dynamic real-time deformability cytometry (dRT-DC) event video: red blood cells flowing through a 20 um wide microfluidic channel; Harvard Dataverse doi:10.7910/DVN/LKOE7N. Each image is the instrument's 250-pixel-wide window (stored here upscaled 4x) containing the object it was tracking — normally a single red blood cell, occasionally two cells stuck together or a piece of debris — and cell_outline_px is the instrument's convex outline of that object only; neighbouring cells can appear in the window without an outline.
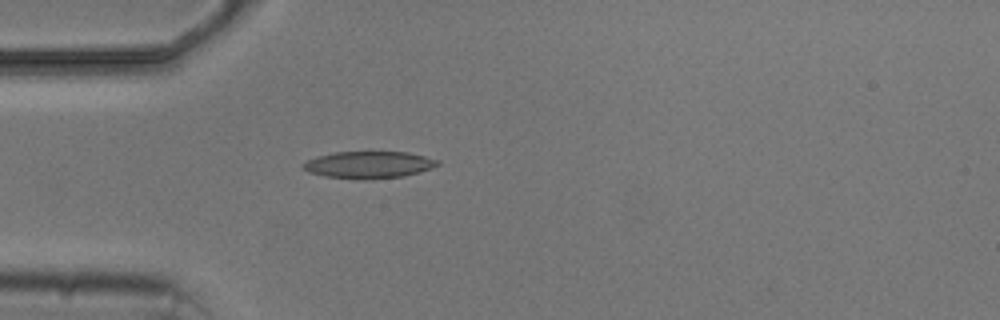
{"species": "common noctule bat (a hibernating species)", "species_latin": "Nyctalus noctula", "temperature_condition": "cold", "stored_images_in_passage": 1, "camera_frame_rate_fps": 3000, "um_per_image_px": 0.085, "animal": {"sex": "male", "body_mass_g": 20.5, "forearm_length_mm": 52.5}, "frame": {"image": 1, "passage_image": 1, "time_ms": 0.0, "image_size_px": [1000, 320], "cell_outline_px": [[440, 164], [432, 168], [420, 172], [404, 176], [364, 180], [324, 176], [308, 172], [300, 164], [316, 156], [336, 152], [408, 152], [440, 160]], "centroid_in_image_um": [31.36, 14.01], "position_along_channel_um": 53.6, "area_um2": 21.27}}